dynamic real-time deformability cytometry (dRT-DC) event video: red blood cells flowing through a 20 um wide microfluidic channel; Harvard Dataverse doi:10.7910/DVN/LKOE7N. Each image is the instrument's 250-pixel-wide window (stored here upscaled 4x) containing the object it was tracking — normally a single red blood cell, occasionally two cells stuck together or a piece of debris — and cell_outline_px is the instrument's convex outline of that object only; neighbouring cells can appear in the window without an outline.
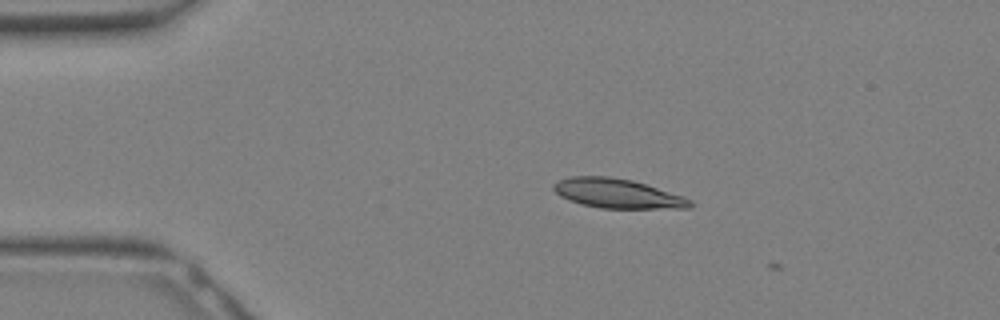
{"species": "Egyptian fruit bat (a non-hibernating species)", "species_latin": "Rousettus aegyptiacus", "temperature_condition": "warm", "stored_images_in_passage": 5, "camera_frame_rate_fps": 3000, "um_per_image_px": 0.085, "animal": {"sex": "female"}, "frame": {"image": 1, "passage_image": 4, "time_ms": 1.0, "image_size_px": [1000, 320], "cell_outline_px": [[692, 208], [600, 208], [584, 204], [560, 196], [552, 188], [552, 184], [560, 180], [572, 176], [608, 176], [632, 180], [684, 196], [692, 200]], "centroid_in_image_um": [52.51, 16.44], "position_along_channel_um": 32.5, "area_um2": 23.18}}